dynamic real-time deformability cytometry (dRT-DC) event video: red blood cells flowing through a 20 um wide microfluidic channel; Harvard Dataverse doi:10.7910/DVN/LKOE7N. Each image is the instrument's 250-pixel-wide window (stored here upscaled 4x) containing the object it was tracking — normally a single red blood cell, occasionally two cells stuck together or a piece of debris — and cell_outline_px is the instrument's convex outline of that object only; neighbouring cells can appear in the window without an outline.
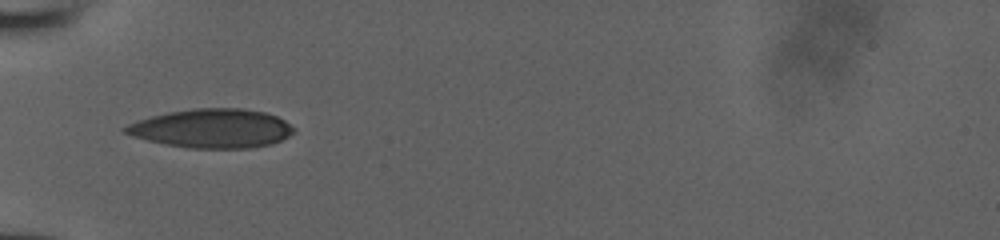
{"species": "human", "species_latin": "Homo sapiens", "temperature_condition": "room temperature", "stored_images_in_passage": 4, "camera_frame_rate_fps": 3000, "um_per_image_px": 0.085, "donor": {"sex": "male"}, "frame": {"image": 1, "passage_image": 1, "time_ms": 0.0, "image_size_px": [1000, 240], "cell_outline_px": [[296, 132], [272, 144], [248, 148], [188, 148], [148, 140], [132, 136], [124, 132], [120, 128], [128, 124], [152, 116], [168, 112], [192, 108], [240, 108], [264, 112], [276, 116], [284, 120], [296, 128]], "centroid_in_image_um": [18.03, 10.91], "position_along_channel_um": 67.0, "area_um2": 38.15}}